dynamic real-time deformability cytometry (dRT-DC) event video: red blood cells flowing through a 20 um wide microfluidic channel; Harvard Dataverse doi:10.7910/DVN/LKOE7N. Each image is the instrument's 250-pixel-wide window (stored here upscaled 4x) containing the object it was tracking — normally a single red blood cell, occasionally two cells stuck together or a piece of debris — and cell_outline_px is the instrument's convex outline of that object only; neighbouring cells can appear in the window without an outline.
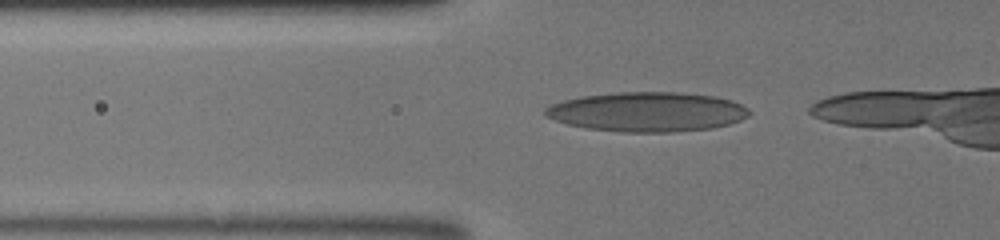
{"species": "human", "species_latin": "Homo sapiens", "temperature_condition": "room temperature", "stored_images_in_passage": 24, "camera_frame_rate_fps": 3000, "um_per_image_px": 0.085, "donor": {"sex": "male"}, "frame": {"image": 1, "passage_image": 13, "time_ms": 4.0, "image_size_px": [1000, 240], "cell_outline_px": [[752, 112], [748, 116], [740, 120], [728, 124], [712, 128], [672, 132], [624, 132], [584, 128], [568, 124], [544, 116], [544, 108], [552, 104], [564, 100], [580, 96], [616, 92], [676, 92], [712, 96], [732, 100], [748, 108]], "centroid_in_image_um": [55.0, 9.5], "position_along_channel_um": 70.8, "area_um2": 47.11}}
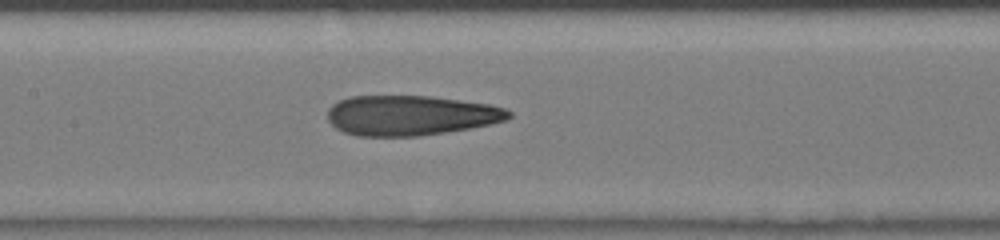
{"frame": {"image": 2, "passage_image": 20, "time_ms": 6.333, "image_size_px": [1000, 240], "cell_outline_px": [[512, 116], [508, 120], [492, 124], [472, 128], [416, 136], [356, 136], [344, 132], [336, 128], [328, 120], [328, 108], [332, 104], [340, 100], [352, 96], [432, 96], [488, 104], [504, 108], [512, 112]], "centroid_in_image_um": [34.92, 9.81], "position_along_channel_um": 172.5, "area_um2": 42.37}}
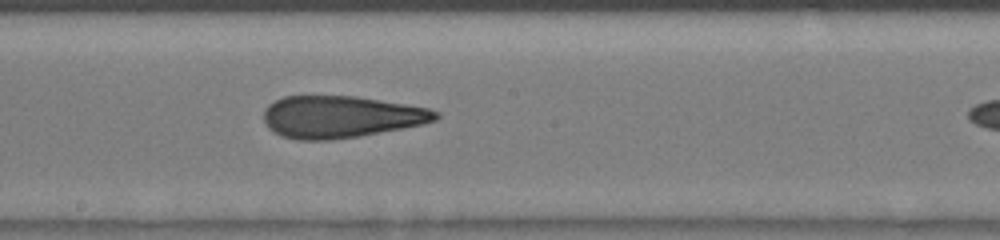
{"frame": {"image": 3, "passage_image": 23, "time_ms": 7.333, "image_size_px": [1000, 240], "cell_outline_px": [[440, 116], [436, 120], [420, 124], [400, 128], [356, 136], [328, 140], [296, 140], [280, 136], [272, 132], [268, 128], [264, 120], [264, 108], [268, 104], [284, 96], [356, 96], [428, 108], [440, 112]], "centroid_in_image_um": [28.9, 9.92], "position_along_channel_um": 219.3, "area_um2": 41.85}}